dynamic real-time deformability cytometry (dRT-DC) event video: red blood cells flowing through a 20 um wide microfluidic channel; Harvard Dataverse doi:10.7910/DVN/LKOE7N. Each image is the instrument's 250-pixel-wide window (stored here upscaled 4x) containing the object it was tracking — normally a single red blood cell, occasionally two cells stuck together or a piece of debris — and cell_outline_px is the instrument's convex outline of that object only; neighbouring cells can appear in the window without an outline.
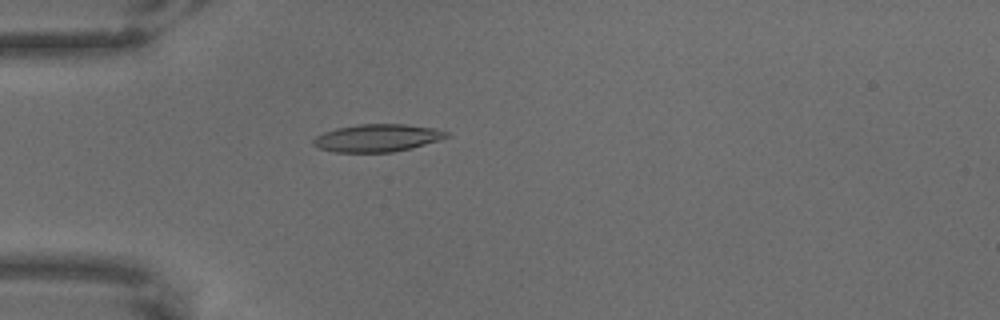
{"species": "common noctule bat (a hibernating species)", "species_latin": "Nyctalus noctula", "temperature_condition": "warm", "stored_images_in_passage": 65, "camera_frame_rate_fps": 3000, "um_per_image_px": 0.085, "animal": {"sex": "male", "body_mass_g": 18.8}, "frame": {"image": 1, "passage_image": 19, "time_ms": 6.0, "image_size_px": [1000, 320], "cell_outline_px": [[452, 136], [440, 140], [412, 148], [392, 152], [336, 152], [320, 148], [312, 144], [312, 140], [316, 136], [324, 132], [336, 128], [360, 124], [408, 124], [436, 128], [448, 132]], "centroid_in_image_um": [32.12, 11.72], "position_along_channel_um": 52.9, "area_um2": 21.56}}
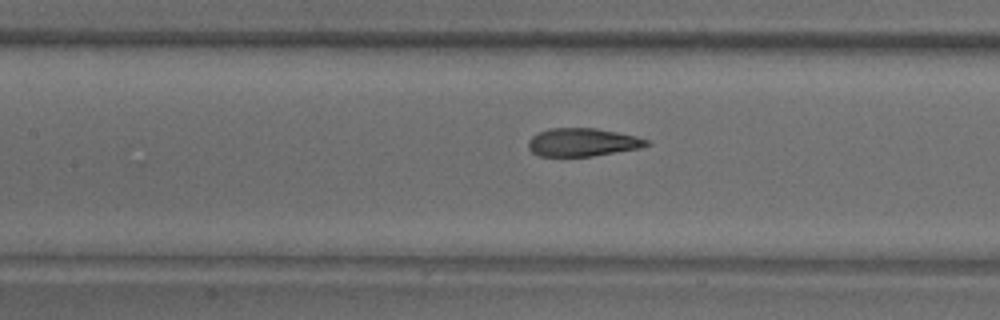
{"frame": {"image": 2, "passage_image": 30, "time_ms": 9.667, "image_size_px": [1000, 320], "cell_outline_px": [[652, 144], [640, 148], [592, 156], [540, 156], [532, 152], [528, 148], [528, 140], [532, 136], [548, 128], [596, 128], [636, 136], [648, 140]], "centroid_in_image_um": [49.51, 12.09], "position_along_channel_um": 157.9, "area_um2": 19.36}}
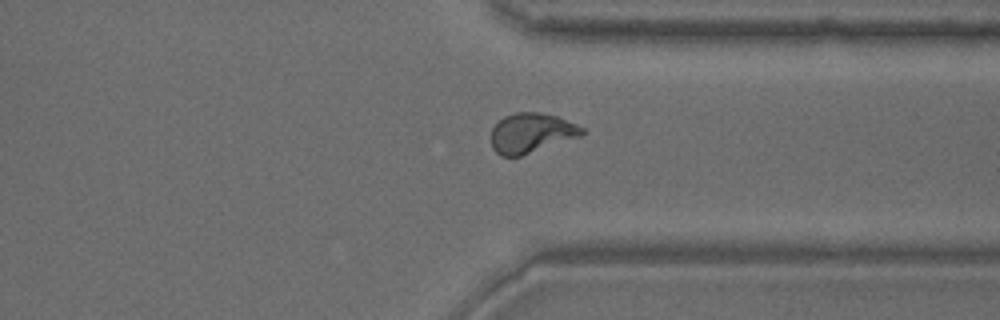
{"frame": {"image": 3, "passage_image": 50, "time_ms": 16.333, "image_size_px": [1000, 320], "cell_outline_px": [[588, 132], [584, 136], [520, 156], [500, 156], [492, 148], [492, 128], [504, 116], [516, 112], [540, 112], [556, 116], [576, 124], [584, 128]], "centroid_in_image_um": [45.21, 11.31], "position_along_channel_um": 366.2, "area_um2": 21.27}}